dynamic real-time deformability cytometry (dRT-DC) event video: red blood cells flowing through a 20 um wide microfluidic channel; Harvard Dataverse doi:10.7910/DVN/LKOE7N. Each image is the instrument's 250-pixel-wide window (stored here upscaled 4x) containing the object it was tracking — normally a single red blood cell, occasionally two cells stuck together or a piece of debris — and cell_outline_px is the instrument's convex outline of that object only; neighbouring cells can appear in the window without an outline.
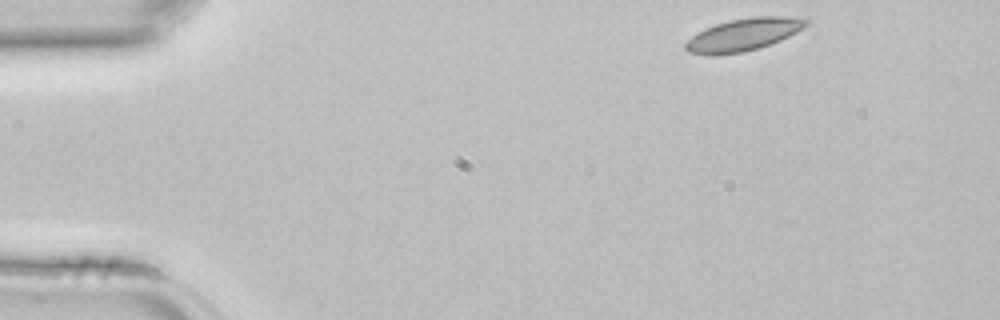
{"species": "common noctule bat (a hibernating species)", "species_latin": "Nyctalus noctula", "temperature_condition": "room temperature", "stored_images_in_passage": 4, "camera_frame_rate_fps": 3000, "um_per_image_px": 0.085, "animal": {"sex": "female", "body_mass_g": 22.7, "forearm_length_mm": 54.2}, "frame": {"image": 1, "passage_image": 1, "time_ms": 0.0, "image_size_px": [1000, 320], "cell_outline_px": [[808, 24], [804, 28], [780, 40], [760, 48], [744, 52], [716, 56], [708, 56], [688, 52], [684, 48], [684, 44], [696, 32], [704, 28], [728, 20], [756, 16], [808, 16]], "centroid_in_image_um": [63.2, 2.94], "position_along_channel_um": 21.8, "area_um2": 23.35}}
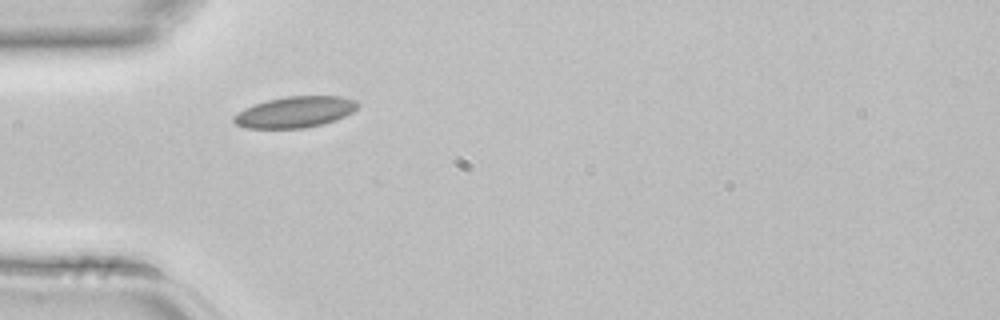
{"frame": {"image": 2, "passage_image": 3, "time_ms": 0.667, "image_size_px": [1000, 320], "cell_outline_px": [[360, 104], [352, 112], [336, 120], [304, 128], [244, 128], [236, 124], [232, 120], [232, 116], [244, 108], [268, 100], [288, 96], [340, 96], [356, 100]], "centroid_in_image_um": [25.06, 9.52], "position_along_channel_um": 59.9, "area_um2": 22.37}}